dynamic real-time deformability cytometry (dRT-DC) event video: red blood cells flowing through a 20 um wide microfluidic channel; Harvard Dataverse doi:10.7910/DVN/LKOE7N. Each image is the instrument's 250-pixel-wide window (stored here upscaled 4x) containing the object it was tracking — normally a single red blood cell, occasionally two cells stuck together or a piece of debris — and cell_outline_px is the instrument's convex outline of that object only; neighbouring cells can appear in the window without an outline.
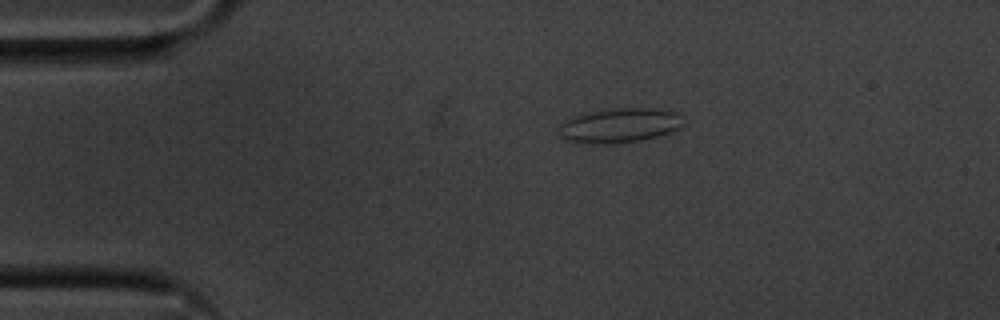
{"species": "common noctule bat (a hibernating species)", "species_latin": "Nyctalus noctula", "temperature_condition": "cold", "stored_images_in_passage": 45, "camera_frame_rate_fps": 3000, "um_per_image_px": 0.085, "animal": {"sex": "male", "body_mass_g": 20.1, "forearm_length_mm": 53.5}, "frame": {"image": 1, "passage_image": 1, "time_ms": 0.0, "image_size_px": [1000, 320], "cell_outline_px": [[684, 124], [680, 128], [656, 136], [640, 140], [568, 140], [560, 136], [564, 124], [572, 116], [588, 112], [616, 108], [644, 108], [676, 112]], "centroid_in_image_um": [52.76, 10.59], "position_along_channel_um": 32.2, "area_um2": 23.06}}
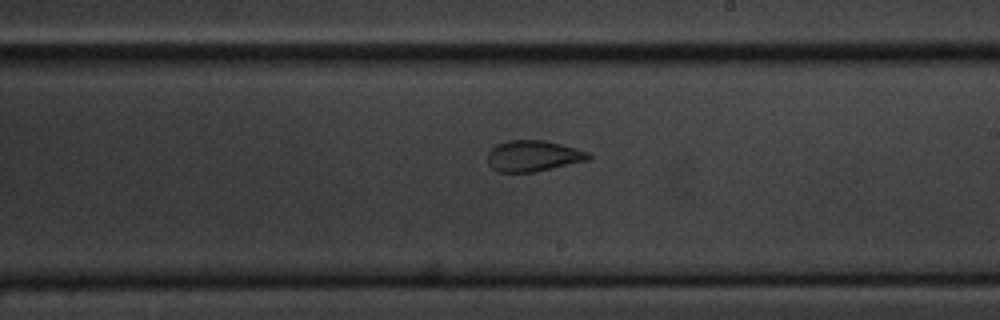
{"frame": {"image": 2, "passage_image": 22, "time_ms": 7.0, "image_size_px": [1000, 320], "cell_outline_px": [[592, 156], [588, 160], [532, 172], [496, 172], [488, 164], [488, 152], [496, 144], [508, 140], [544, 140], [560, 144], [588, 152]], "centroid_in_image_um": [45.27, 13.25], "position_along_channel_um": 243.7, "area_um2": 18.09}}
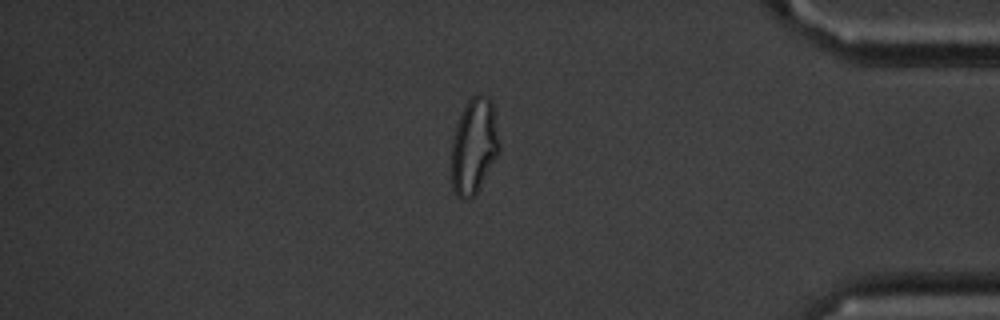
{"frame": {"image": 3, "passage_image": 37, "time_ms": 12.0, "image_size_px": [1000, 320], "cell_outline_px": [[500, 152], [480, 188], [472, 200], [468, 200], [456, 196], [452, 188], [452, 140], [460, 116], [468, 100], [472, 96], [480, 92], [488, 96], [492, 100], [500, 148]], "centroid_in_image_um": [40.31, 12.44], "position_along_channel_um": 394.9, "area_um2": 26.93}, "authors_computed_cell_mechanics": {"area_um2": 19.652, "velocity_mm_per_s": 3.6193, "shape_relaxation_time_tau1_ms": null, "shape_relaxation_time_tau2_ms": 1.1165, "deformation_change_tau1": null, "deformation_change_tau2": 0.0817}}